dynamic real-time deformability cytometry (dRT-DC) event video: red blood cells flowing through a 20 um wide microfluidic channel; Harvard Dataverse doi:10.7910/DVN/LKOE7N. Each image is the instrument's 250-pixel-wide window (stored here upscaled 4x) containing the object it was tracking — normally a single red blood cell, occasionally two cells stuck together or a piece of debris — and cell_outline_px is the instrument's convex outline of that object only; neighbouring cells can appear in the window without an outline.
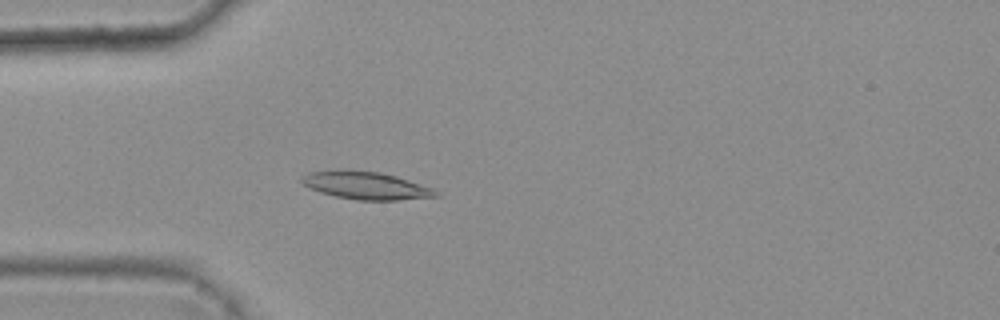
{"species": "common noctule bat (a hibernating species)", "species_latin": "Nyctalus noctula", "temperature_condition": "warm", "stored_images_in_passage": 2, "camera_frame_rate_fps": 3000, "um_per_image_px": 0.085, "animal": {"sex": "female", "body_mass_g": 25.1}, "frame": {"image": 1, "passage_image": 2, "time_ms": 0.333, "image_size_px": [1000, 320], "cell_outline_px": [[440, 196], [396, 200], [356, 200], [336, 196], [320, 192], [304, 184], [300, 180], [308, 172], [348, 168], [380, 172], [396, 176], [432, 188], [440, 192]], "centroid_in_image_um": [31.11, 15.75], "position_along_channel_um": 53.9, "area_um2": 21.73}}